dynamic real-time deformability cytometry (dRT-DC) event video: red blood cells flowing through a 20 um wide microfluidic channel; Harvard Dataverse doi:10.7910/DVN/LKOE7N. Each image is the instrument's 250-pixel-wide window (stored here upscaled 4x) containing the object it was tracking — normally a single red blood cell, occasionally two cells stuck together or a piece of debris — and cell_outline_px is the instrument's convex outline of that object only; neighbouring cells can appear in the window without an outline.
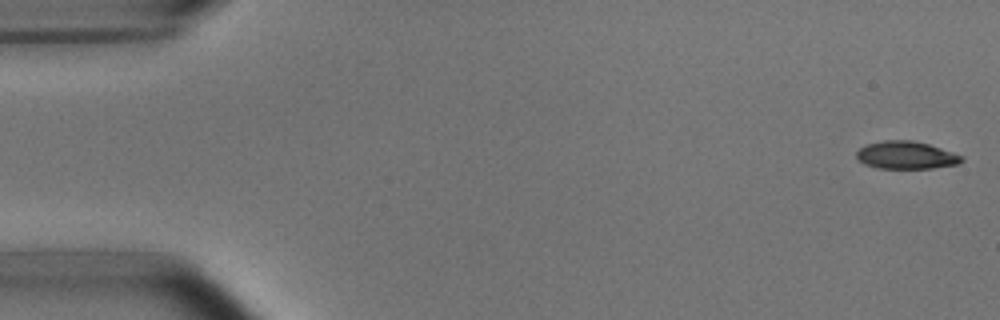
{"species": "common noctule bat (a hibernating species)", "species_latin": "Nyctalus noctula", "temperature_condition": "room temperature", "stored_images_in_passage": 42, "camera_frame_rate_fps": 3000, "um_per_image_px": 0.085, "animal": {"sex": "male", "body_mass_g": 15.6}, "frame": {"image": 1, "passage_image": 1, "time_ms": 0.0, "image_size_px": [1000, 320], "cell_outline_px": [[964, 160], [960, 164], [932, 168], [876, 168], [864, 164], [856, 156], [856, 152], [860, 148], [868, 144], [884, 140], [912, 140], [928, 144], [964, 156]], "centroid_in_image_um": [77.04, 13.19], "position_along_channel_um": 8.0, "area_um2": 16.94}}
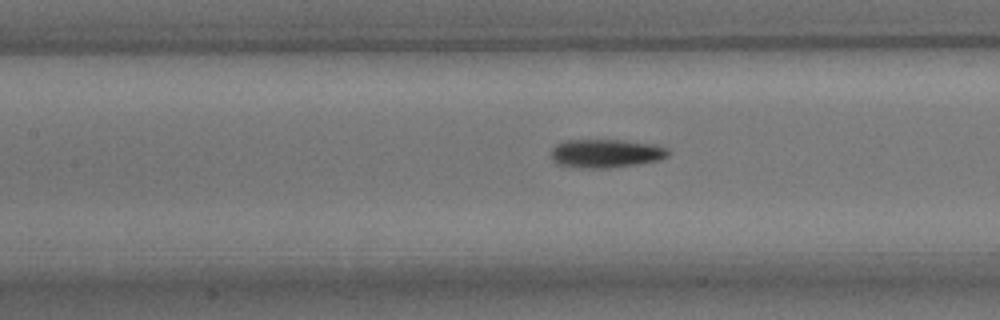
{"frame": {"image": 2, "passage_image": 23, "time_ms": 7.333, "image_size_px": [1000, 320], "cell_outline_px": [[668, 156], [660, 160], [636, 164], [608, 168], [580, 168], [556, 164], [552, 160], [552, 148], [556, 144], [564, 140], [624, 140], [656, 144], [668, 148]], "centroid_in_image_um": [51.5, 13.03], "position_along_channel_um": 155.9, "area_um2": 19.65}}
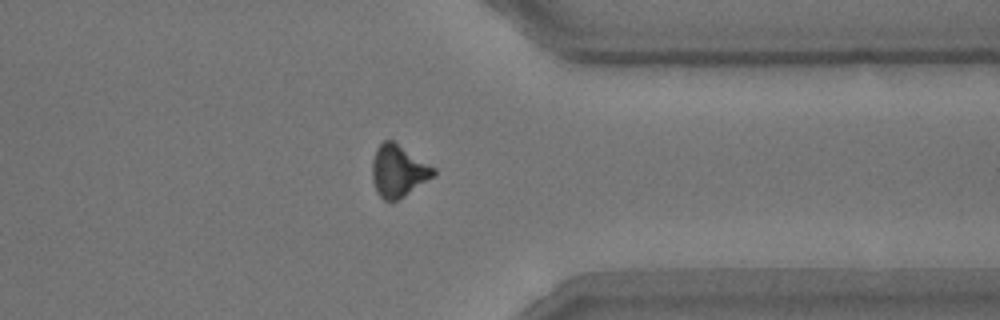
{"frame": {"image": 3, "passage_image": 41, "time_ms": 13.333, "image_size_px": [1000, 320], "cell_outline_px": [[436, 176], [404, 196], [396, 200], [384, 200], [380, 196], [372, 180], [372, 160], [376, 148], [384, 140], [392, 140], [436, 168]], "centroid_in_image_um": [33.88, 14.52], "position_along_channel_um": 377.5, "area_um2": 18.55}}